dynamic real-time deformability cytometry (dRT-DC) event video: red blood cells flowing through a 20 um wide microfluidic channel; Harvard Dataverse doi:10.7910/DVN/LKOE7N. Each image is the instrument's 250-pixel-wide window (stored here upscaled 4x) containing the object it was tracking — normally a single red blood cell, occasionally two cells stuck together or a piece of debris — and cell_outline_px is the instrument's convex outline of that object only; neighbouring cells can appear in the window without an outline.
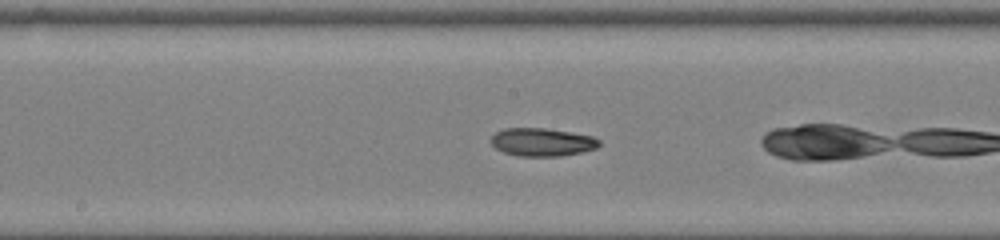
{"species": "common noctule bat (a hibernating species)", "species_latin": "Nyctalus noctula", "temperature_condition": "room temperature", "stored_images_in_passage": 26, "camera_frame_rate_fps": 3000, "um_per_image_px": 0.085, "animal": {"sex": "female", "body_mass_g": 22.0, "forearm_length_mm": 56.7}, "frame": {"image": 1, "passage_image": 12, "time_ms": 3.667, "image_size_px": [1000, 240], "cell_outline_px": [[600, 144], [596, 148], [580, 152], [560, 156], [516, 156], [504, 152], [496, 148], [492, 144], [492, 136], [496, 132], [504, 128], [544, 128], [592, 136], [600, 140]], "centroid_in_image_um": [46.06, 12.08], "position_along_channel_um": 202.1, "area_um2": 17.51}}
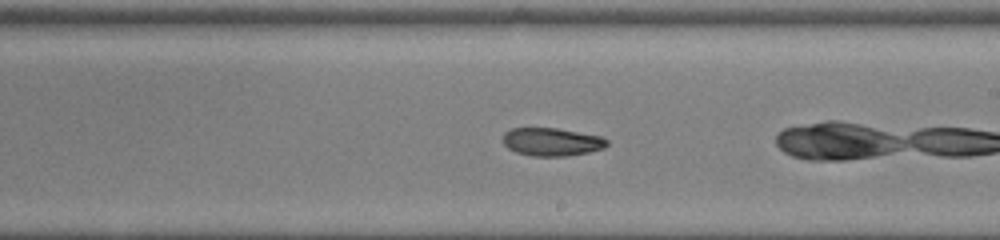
{"frame": {"image": 2, "passage_image": 15, "time_ms": 4.667, "image_size_px": [1000, 240], "cell_outline_px": [[608, 144], [604, 148], [588, 152], [568, 156], [532, 156], [516, 152], [508, 148], [504, 144], [504, 132], [512, 128], [556, 128], [600, 136], [608, 140]], "centroid_in_image_um": [46.9, 12.06], "position_along_channel_um": 242.1, "area_um2": 16.94}}